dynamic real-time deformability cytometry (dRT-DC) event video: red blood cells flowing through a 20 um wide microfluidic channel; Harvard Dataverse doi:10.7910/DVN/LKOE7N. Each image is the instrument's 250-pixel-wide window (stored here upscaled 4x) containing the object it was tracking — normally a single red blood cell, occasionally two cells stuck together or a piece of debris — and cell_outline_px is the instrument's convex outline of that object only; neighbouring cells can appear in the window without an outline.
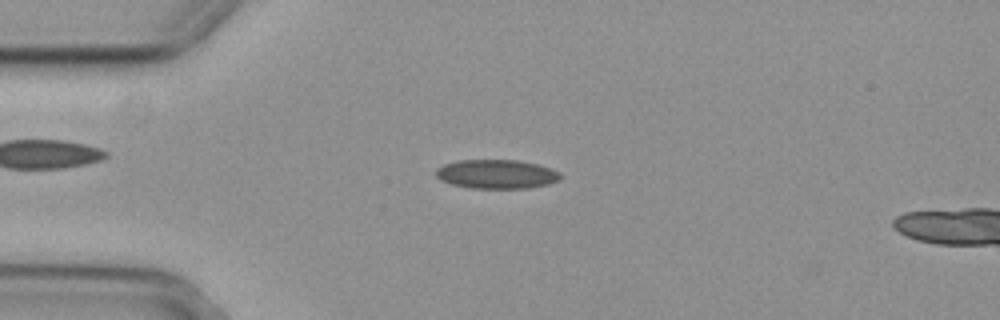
{"species": "common noctule bat (a hibernating species)", "species_latin": "Nyctalus noctula", "temperature_condition": "cold", "stored_images_in_passage": 55, "camera_frame_rate_fps": 3000, "um_per_image_px": 0.085, "animal": {"sex": "female", "body_mass_g": 29.2, "forearm_length_mm": 56.3}, "frame": {"image": 1, "passage_image": 13, "time_ms": 4.0, "image_size_px": [1000, 320], "cell_outline_px": [[560, 176], [556, 180], [548, 184], [528, 188], [472, 188], [452, 184], [440, 180], [436, 176], [436, 168], [444, 164], [456, 160], [516, 160], [536, 164], [560, 172]], "centroid_in_image_um": [42.15, 14.79], "position_along_channel_um": 42.9, "area_um2": 20.87}}
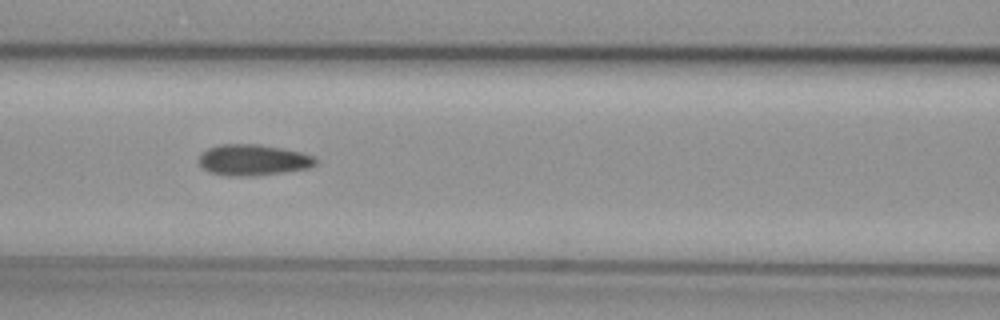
{"frame": {"image": 2, "passage_image": 23, "time_ms": 7.333, "image_size_px": [1000, 320], "cell_outline_px": [[316, 164], [308, 168], [284, 172], [256, 176], [228, 176], [208, 172], [196, 160], [200, 152], [208, 148], [220, 144], [260, 144], [300, 152], [312, 156], [316, 160]], "centroid_in_image_um": [21.44, 13.6], "position_along_channel_um": 145.2, "area_um2": 21.27}}
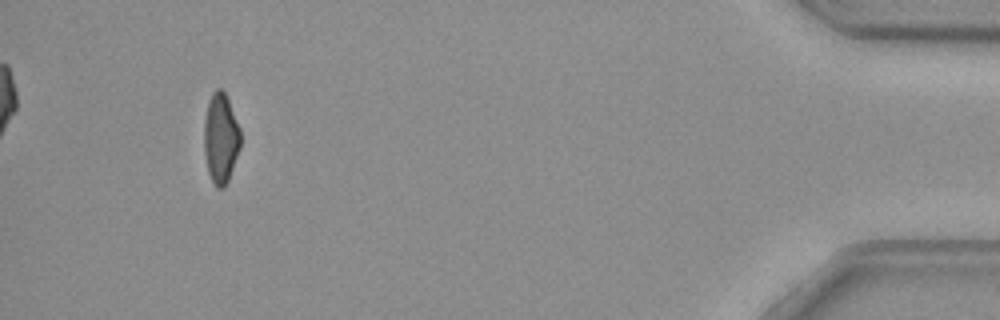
{"frame": {"image": 3, "passage_image": 51, "time_ms": 16.667, "image_size_px": [1000, 320], "cell_outline_px": [[240, 148], [228, 180], [224, 188], [216, 188], [208, 172], [204, 152], [204, 120], [208, 100], [212, 92], [216, 88], [220, 88], [224, 92], [228, 100], [240, 128]], "centroid_in_image_um": [18.75, 11.74], "position_along_channel_um": 416.5, "area_um2": 19.13}}